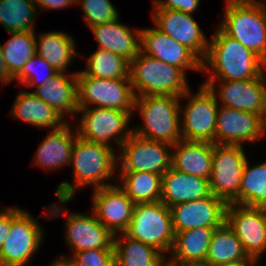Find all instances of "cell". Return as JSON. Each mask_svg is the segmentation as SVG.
Masks as SVG:
<instances>
[{
    "label": "cell",
    "mask_w": 266,
    "mask_h": 266,
    "mask_svg": "<svg viewBox=\"0 0 266 266\" xmlns=\"http://www.w3.org/2000/svg\"><path fill=\"white\" fill-rule=\"evenodd\" d=\"M265 69L266 63L259 56L238 40L228 36L218 26L209 41L201 72L208 73L203 85L216 87L217 79L221 81L254 79L261 76Z\"/></svg>",
    "instance_id": "1"
},
{
    "label": "cell",
    "mask_w": 266,
    "mask_h": 266,
    "mask_svg": "<svg viewBox=\"0 0 266 266\" xmlns=\"http://www.w3.org/2000/svg\"><path fill=\"white\" fill-rule=\"evenodd\" d=\"M112 147L90 142L79 136L75 138L70 161V164H73L74 185L68 181H63L58 185L56 195L59 203L71 201L76 189L83 186L94 185L93 189H97L114 185L107 182V179L119 170L117 168L118 157Z\"/></svg>",
    "instance_id": "2"
},
{
    "label": "cell",
    "mask_w": 266,
    "mask_h": 266,
    "mask_svg": "<svg viewBox=\"0 0 266 266\" xmlns=\"http://www.w3.org/2000/svg\"><path fill=\"white\" fill-rule=\"evenodd\" d=\"M181 99L174 95L135 97L134 110L140 113L143 125L133 127V134L145 139L175 145L182 140L180 131Z\"/></svg>",
    "instance_id": "3"
},
{
    "label": "cell",
    "mask_w": 266,
    "mask_h": 266,
    "mask_svg": "<svg viewBox=\"0 0 266 266\" xmlns=\"http://www.w3.org/2000/svg\"><path fill=\"white\" fill-rule=\"evenodd\" d=\"M220 28L266 63V4L258 0H226Z\"/></svg>",
    "instance_id": "4"
},
{
    "label": "cell",
    "mask_w": 266,
    "mask_h": 266,
    "mask_svg": "<svg viewBox=\"0 0 266 266\" xmlns=\"http://www.w3.org/2000/svg\"><path fill=\"white\" fill-rule=\"evenodd\" d=\"M129 77L135 97L151 95L181 97L189 90L186 74L181 68L142 52L130 62Z\"/></svg>",
    "instance_id": "5"
},
{
    "label": "cell",
    "mask_w": 266,
    "mask_h": 266,
    "mask_svg": "<svg viewBox=\"0 0 266 266\" xmlns=\"http://www.w3.org/2000/svg\"><path fill=\"white\" fill-rule=\"evenodd\" d=\"M124 234L156 248L168 258L175 240L170 208L162 201L134 205L131 221Z\"/></svg>",
    "instance_id": "6"
},
{
    "label": "cell",
    "mask_w": 266,
    "mask_h": 266,
    "mask_svg": "<svg viewBox=\"0 0 266 266\" xmlns=\"http://www.w3.org/2000/svg\"><path fill=\"white\" fill-rule=\"evenodd\" d=\"M78 108L103 107L133 112L135 95L130 78L104 79L77 71Z\"/></svg>",
    "instance_id": "7"
},
{
    "label": "cell",
    "mask_w": 266,
    "mask_h": 266,
    "mask_svg": "<svg viewBox=\"0 0 266 266\" xmlns=\"http://www.w3.org/2000/svg\"><path fill=\"white\" fill-rule=\"evenodd\" d=\"M190 98L187 104L180 107L182 120L180 131L183 140L204 141L215 144V130L218 111V96L201 84V88L194 95L190 89L180 98Z\"/></svg>",
    "instance_id": "8"
},
{
    "label": "cell",
    "mask_w": 266,
    "mask_h": 266,
    "mask_svg": "<svg viewBox=\"0 0 266 266\" xmlns=\"http://www.w3.org/2000/svg\"><path fill=\"white\" fill-rule=\"evenodd\" d=\"M247 160L243 146L213 143L209 186L215 197L227 204L238 205V193Z\"/></svg>",
    "instance_id": "9"
},
{
    "label": "cell",
    "mask_w": 266,
    "mask_h": 266,
    "mask_svg": "<svg viewBox=\"0 0 266 266\" xmlns=\"http://www.w3.org/2000/svg\"><path fill=\"white\" fill-rule=\"evenodd\" d=\"M82 116L77 126V135L90 142L112 145L114 140L121 148L126 139L133 133L128 128L133 112H124L103 107L78 108ZM128 129V130H127ZM114 137V138H113Z\"/></svg>",
    "instance_id": "10"
},
{
    "label": "cell",
    "mask_w": 266,
    "mask_h": 266,
    "mask_svg": "<svg viewBox=\"0 0 266 266\" xmlns=\"http://www.w3.org/2000/svg\"><path fill=\"white\" fill-rule=\"evenodd\" d=\"M173 145L145 139L133 133L122 144L119 172H152L163 175L171 168Z\"/></svg>",
    "instance_id": "11"
},
{
    "label": "cell",
    "mask_w": 266,
    "mask_h": 266,
    "mask_svg": "<svg viewBox=\"0 0 266 266\" xmlns=\"http://www.w3.org/2000/svg\"><path fill=\"white\" fill-rule=\"evenodd\" d=\"M40 224L30 213L22 211L12 222L10 233L0 248L3 266H25L43 241Z\"/></svg>",
    "instance_id": "12"
},
{
    "label": "cell",
    "mask_w": 266,
    "mask_h": 266,
    "mask_svg": "<svg viewBox=\"0 0 266 266\" xmlns=\"http://www.w3.org/2000/svg\"><path fill=\"white\" fill-rule=\"evenodd\" d=\"M153 22L161 32L190 49L201 61L208 51V40L192 14L162 9L154 1Z\"/></svg>",
    "instance_id": "13"
},
{
    "label": "cell",
    "mask_w": 266,
    "mask_h": 266,
    "mask_svg": "<svg viewBox=\"0 0 266 266\" xmlns=\"http://www.w3.org/2000/svg\"><path fill=\"white\" fill-rule=\"evenodd\" d=\"M266 133V120L254 112H246L220 105L217 111L215 144L242 145L256 142Z\"/></svg>",
    "instance_id": "14"
},
{
    "label": "cell",
    "mask_w": 266,
    "mask_h": 266,
    "mask_svg": "<svg viewBox=\"0 0 266 266\" xmlns=\"http://www.w3.org/2000/svg\"><path fill=\"white\" fill-rule=\"evenodd\" d=\"M225 222L242 243L248 257L257 262L266 250V216L257 207L230 203Z\"/></svg>",
    "instance_id": "15"
},
{
    "label": "cell",
    "mask_w": 266,
    "mask_h": 266,
    "mask_svg": "<svg viewBox=\"0 0 266 266\" xmlns=\"http://www.w3.org/2000/svg\"><path fill=\"white\" fill-rule=\"evenodd\" d=\"M227 203L212 193L202 199L170 208L174 233L200 227H220L226 221Z\"/></svg>",
    "instance_id": "16"
},
{
    "label": "cell",
    "mask_w": 266,
    "mask_h": 266,
    "mask_svg": "<svg viewBox=\"0 0 266 266\" xmlns=\"http://www.w3.org/2000/svg\"><path fill=\"white\" fill-rule=\"evenodd\" d=\"M92 202V212L113 235L126 231L135 204L118 184L94 189Z\"/></svg>",
    "instance_id": "17"
},
{
    "label": "cell",
    "mask_w": 266,
    "mask_h": 266,
    "mask_svg": "<svg viewBox=\"0 0 266 266\" xmlns=\"http://www.w3.org/2000/svg\"><path fill=\"white\" fill-rule=\"evenodd\" d=\"M140 52L181 68L202 71V61L186 46L176 42L156 27L141 29Z\"/></svg>",
    "instance_id": "18"
},
{
    "label": "cell",
    "mask_w": 266,
    "mask_h": 266,
    "mask_svg": "<svg viewBox=\"0 0 266 266\" xmlns=\"http://www.w3.org/2000/svg\"><path fill=\"white\" fill-rule=\"evenodd\" d=\"M241 81H221L220 88L208 87L218 93L222 106L246 112H254L266 120V78Z\"/></svg>",
    "instance_id": "19"
},
{
    "label": "cell",
    "mask_w": 266,
    "mask_h": 266,
    "mask_svg": "<svg viewBox=\"0 0 266 266\" xmlns=\"http://www.w3.org/2000/svg\"><path fill=\"white\" fill-rule=\"evenodd\" d=\"M66 241L73 254L91 249H114V235L103 226L92 212L71 213L66 218Z\"/></svg>",
    "instance_id": "20"
},
{
    "label": "cell",
    "mask_w": 266,
    "mask_h": 266,
    "mask_svg": "<svg viewBox=\"0 0 266 266\" xmlns=\"http://www.w3.org/2000/svg\"><path fill=\"white\" fill-rule=\"evenodd\" d=\"M68 77V78H67ZM39 99L52 107L63 118L78 112L77 72H58L49 81L33 92Z\"/></svg>",
    "instance_id": "21"
},
{
    "label": "cell",
    "mask_w": 266,
    "mask_h": 266,
    "mask_svg": "<svg viewBox=\"0 0 266 266\" xmlns=\"http://www.w3.org/2000/svg\"><path fill=\"white\" fill-rule=\"evenodd\" d=\"M90 29L100 49L120 55L129 62L140 53L141 29L132 31V28L120 23L119 17L113 21L90 27Z\"/></svg>",
    "instance_id": "22"
},
{
    "label": "cell",
    "mask_w": 266,
    "mask_h": 266,
    "mask_svg": "<svg viewBox=\"0 0 266 266\" xmlns=\"http://www.w3.org/2000/svg\"><path fill=\"white\" fill-rule=\"evenodd\" d=\"M211 194L209 180L170 168L162 175V201L167 207L199 200Z\"/></svg>",
    "instance_id": "23"
},
{
    "label": "cell",
    "mask_w": 266,
    "mask_h": 266,
    "mask_svg": "<svg viewBox=\"0 0 266 266\" xmlns=\"http://www.w3.org/2000/svg\"><path fill=\"white\" fill-rule=\"evenodd\" d=\"M171 167L179 172L210 179L213 143L180 140L173 145Z\"/></svg>",
    "instance_id": "24"
},
{
    "label": "cell",
    "mask_w": 266,
    "mask_h": 266,
    "mask_svg": "<svg viewBox=\"0 0 266 266\" xmlns=\"http://www.w3.org/2000/svg\"><path fill=\"white\" fill-rule=\"evenodd\" d=\"M70 127L67 122L61 128L49 132L35 154V165L49 171L70 165L75 138L78 136L77 131L72 132Z\"/></svg>",
    "instance_id": "25"
},
{
    "label": "cell",
    "mask_w": 266,
    "mask_h": 266,
    "mask_svg": "<svg viewBox=\"0 0 266 266\" xmlns=\"http://www.w3.org/2000/svg\"><path fill=\"white\" fill-rule=\"evenodd\" d=\"M12 108V116L36 127L55 130L67 123L59 113L32 92H18Z\"/></svg>",
    "instance_id": "26"
},
{
    "label": "cell",
    "mask_w": 266,
    "mask_h": 266,
    "mask_svg": "<svg viewBox=\"0 0 266 266\" xmlns=\"http://www.w3.org/2000/svg\"><path fill=\"white\" fill-rule=\"evenodd\" d=\"M39 34L38 42L35 38L36 54L45 59L57 72L66 73L67 67L77 55L74 38L61 31Z\"/></svg>",
    "instance_id": "27"
},
{
    "label": "cell",
    "mask_w": 266,
    "mask_h": 266,
    "mask_svg": "<svg viewBox=\"0 0 266 266\" xmlns=\"http://www.w3.org/2000/svg\"><path fill=\"white\" fill-rule=\"evenodd\" d=\"M216 228L218 227H200L175 233L169 258L183 262H205Z\"/></svg>",
    "instance_id": "28"
},
{
    "label": "cell",
    "mask_w": 266,
    "mask_h": 266,
    "mask_svg": "<svg viewBox=\"0 0 266 266\" xmlns=\"http://www.w3.org/2000/svg\"><path fill=\"white\" fill-rule=\"evenodd\" d=\"M114 235L115 266H163L165 256L156 248L126 236Z\"/></svg>",
    "instance_id": "29"
},
{
    "label": "cell",
    "mask_w": 266,
    "mask_h": 266,
    "mask_svg": "<svg viewBox=\"0 0 266 266\" xmlns=\"http://www.w3.org/2000/svg\"><path fill=\"white\" fill-rule=\"evenodd\" d=\"M255 261L245 253L242 243L225 222L213 232L205 262L217 266L233 262Z\"/></svg>",
    "instance_id": "30"
},
{
    "label": "cell",
    "mask_w": 266,
    "mask_h": 266,
    "mask_svg": "<svg viewBox=\"0 0 266 266\" xmlns=\"http://www.w3.org/2000/svg\"><path fill=\"white\" fill-rule=\"evenodd\" d=\"M118 186L134 204L159 202L162 195V175L152 172H121Z\"/></svg>",
    "instance_id": "31"
},
{
    "label": "cell",
    "mask_w": 266,
    "mask_h": 266,
    "mask_svg": "<svg viewBox=\"0 0 266 266\" xmlns=\"http://www.w3.org/2000/svg\"><path fill=\"white\" fill-rule=\"evenodd\" d=\"M38 11L33 0H0V24L8 32H34Z\"/></svg>",
    "instance_id": "32"
},
{
    "label": "cell",
    "mask_w": 266,
    "mask_h": 266,
    "mask_svg": "<svg viewBox=\"0 0 266 266\" xmlns=\"http://www.w3.org/2000/svg\"><path fill=\"white\" fill-rule=\"evenodd\" d=\"M12 37L3 44L2 54L9 74L14 78L36 54L35 32H9Z\"/></svg>",
    "instance_id": "33"
},
{
    "label": "cell",
    "mask_w": 266,
    "mask_h": 266,
    "mask_svg": "<svg viewBox=\"0 0 266 266\" xmlns=\"http://www.w3.org/2000/svg\"><path fill=\"white\" fill-rule=\"evenodd\" d=\"M130 62L120 55L98 48L88 58L86 69L81 71L86 76L104 79H126L129 77Z\"/></svg>",
    "instance_id": "34"
},
{
    "label": "cell",
    "mask_w": 266,
    "mask_h": 266,
    "mask_svg": "<svg viewBox=\"0 0 266 266\" xmlns=\"http://www.w3.org/2000/svg\"><path fill=\"white\" fill-rule=\"evenodd\" d=\"M265 198L266 161L251 167L247 160L238 193V205L258 207Z\"/></svg>",
    "instance_id": "35"
},
{
    "label": "cell",
    "mask_w": 266,
    "mask_h": 266,
    "mask_svg": "<svg viewBox=\"0 0 266 266\" xmlns=\"http://www.w3.org/2000/svg\"><path fill=\"white\" fill-rule=\"evenodd\" d=\"M76 3L81 4L84 19L89 27L101 25L119 17L117 9L110 0H76Z\"/></svg>",
    "instance_id": "36"
},
{
    "label": "cell",
    "mask_w": 266,
    "mask_h": 266,
    "mask_svg": "<svg viewBox=\"0 0 266 266\" xmlns=\"http://www.w3.org/2000/svg\"><path fill=\"white\" fill-rule=\"evenodd\" d=\"M38 67H40V69L42 67V70L44 69L47 72L44 74L45 76H43L42 79H39V76H37L39 75ZM57 73L58 72L50 64H48L45 59L35 54L26 62L20 72L13 78V80L17 79L19 83H23L24 85H27V87L36 86L35 88H37L38 86L49 81V79Z\"/></svg>",
    "instance_id": "37"
},
{
    "label": "cell",
    "mask_w": 266,
    "mask_h": 266,
    "mask_svg": "<svg viewBox=\"0 0 266 266\" xmlns=\"http://www.w3.org/2000/svg\"><path fill=\"white\" fill-rule=\"evenodd\" d=\"M75 266H115L114 249H91L72 254Z\"/></svg>",
    "instance_id": "38"
},
{
    "label": "cell",
    "mask_w": 266,
    "mask_h": 266,
    "mask_svg": "<svg viewBox=\"0 0 266 266\" xmlns=\"http://www.w3.org/2000/svg\"><path fill=\"white\" fill-rule=\"evenodd\" d=\"M18 208L3 207L0 211V248L10 233L11 222L22 212Z\"/></svg>",
    "instance_id": "39"
},
{
    "label": "cell",
    "mask_w": 266,
    "mask_h": 266,
    "mask_svg": "<svg viewBox=\"0 0 266 266\" xmlns=\"http://www.w3.org/2000/svg\"><path fill=\"white\" fill-rule=\"evenodd\" d=\"M162 9L177 10L192 14L200 4V0H154Z\"/></svg>",
    "instance_id": "40"
},
{
    "label": "cell",
    "mask_w": 266,
    "mask_h": 266,
    "mask_svg": "<svg viewBox=\"0 0 266 266\" xmlns=\"http://www.w3.org/2000/svg\"><path fill=\"white\" fill-rule=\"evenodd\" d=\"M36 4L37 10L40 8L47 9L46 11L50 9H63L65 7H68L69 5L72 6V4L76 3V0H33ZM41 6V7H40Z\"/></svg>",
    "instance_id": "41"
},
{
    "label": "cell",
    "mask_w": 266,
    "mask_h": 266,
    "mask_svg": "<svg viewBox=\"0 0 266 266\" xmlns=\"http://www.w3.org/2000/svg\"><path fill=\"white\" fill-rule=\"evenodd\" d=\"M2 45L0 44V84H9L13 77L9 74L2 54Z\"/></svg>",
    "instance_id": "42"
},
{
    "label": "cell",
    "mask_w": 266,
    "mask_h": 266,
    "mask_svg": "<svg viewBox=\"0 0 266 266\" xmlns=\"http://www.w3.org/2000/svg\"><path fill=\"white\" fill-rule=\"evenodd\" d=\"M163 266H209V265L206 262H196V261L183 262V261L172 260L171 258L167 259V257H165Z\"/></svg>",
    "instance_id": "43"
},
{
    "label": "cell",
    "mask_w": 266,
    "mask_h": 266,
    "mask_svg": "<svg viewBox=\"0 0 266 266\" xmlns=\"http://www.w3.org/2000/svg\"><path fill=\"white\" fill-rule=\"evenodd\" d=\"M49 266H75V265L70 259L62 255L60 258L55 260Z\"/></svg>",
    "instance_id": "44"
},
{
    "label": "cell",
    "mask_w": 266,
    "mask_h": 266,
    "mask_svg": "<svg viewBox=\"0 0 266 266\" xmlns=\"http://www.w3.org/2000/svg\"><path fill=\"white\" fill-rule=\"evenodd\" d=\"M256 261H242V262H233L217 266H258Z\"/></svg>",
    "instance_id": "45"
},
{
    "label": "cell",
    "mask_w": 266,
    "mask_h": 266,
    "mask_svg": "<svg viewBox=\"0 0 266 266\" xmlns=\"http://www.w3.org/2000/svg\"><path fill=\"white\" fill-rule=\"evenodd\" d=\"M257 208L266 216V198Z\"/></svg>",
    "instance_id": "46"
}]
</instances>
